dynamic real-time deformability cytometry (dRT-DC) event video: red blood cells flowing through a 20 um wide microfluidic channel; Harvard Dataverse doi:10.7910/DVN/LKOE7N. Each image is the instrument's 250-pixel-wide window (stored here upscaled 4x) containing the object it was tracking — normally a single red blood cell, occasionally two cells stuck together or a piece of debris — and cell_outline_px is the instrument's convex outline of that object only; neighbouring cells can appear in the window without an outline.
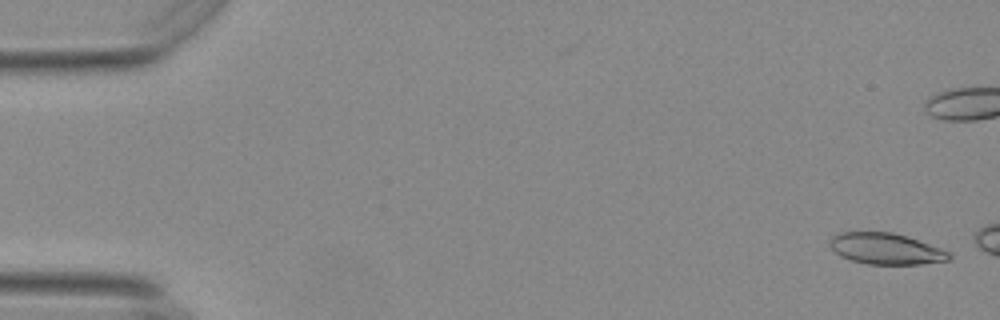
{"species": "Egyptian fruit bat (a non-hibernating species)", "species_latin": "Rousettus aegyptiacus", "temperature_condition": "warm", "stored_images_in_passage": 16, "camera_frame_rate_fps": 3000, "um_per_image_px": 0.085, "animal": {"sex": "female"}, "frame": {"image": 1, "passage_image": 1, "time_ms": 0.0, "image_size_px": [1000, 320], "cell_outline_px": [[952, 260], [920, 264], [868, 264], [852, 260], [840, 256], [832, 248], [832, 236], [840, 232], [892, 232], [916, 240], [948, 252], [952, 256]], "centroid_in_image_um": [75.3, 21.15], "position_along_channel_um": 9.7, "area_um2": 21.15}}